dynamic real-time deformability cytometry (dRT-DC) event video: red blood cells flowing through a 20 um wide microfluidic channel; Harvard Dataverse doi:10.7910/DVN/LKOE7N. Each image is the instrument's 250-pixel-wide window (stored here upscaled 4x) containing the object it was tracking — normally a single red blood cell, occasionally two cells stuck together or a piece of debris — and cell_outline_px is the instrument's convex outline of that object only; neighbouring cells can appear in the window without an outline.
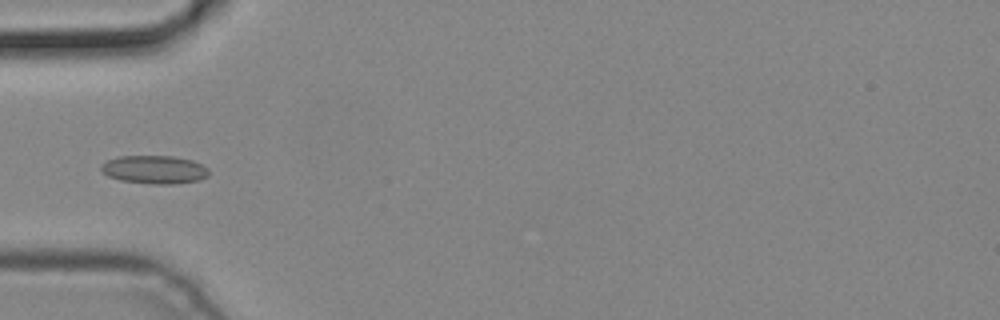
{"species": "common noctule bat (a hibernating species)", "species_latin": "Nyctalus noctula", "temperature_condition": "cold", "stored_images_in_passage": 6, "camera_frame_rate_fps": 3000, "um_per_image_px": 0.085, "animal": {"sex": "male", "body_mass_g": 19.2, "forearm_length_mm": 51.8}, "frame": {"image": 1, "passage_image": 5, "time_ms": 1.333, "image_size_px": [1000, 320], "cell_outline_px": [[208, 176], [200, 180], [172, 184], [152, 184], [120, 180], [108, 176], [100, 172], [100, 164], [108, 160], [120, 156], [172, 156], [192, 160], [208, 168]], "centroid_in_image_um": [13.09, 14.42], "position_along_channel_um": 71.9, "area_um2": 17.8}}
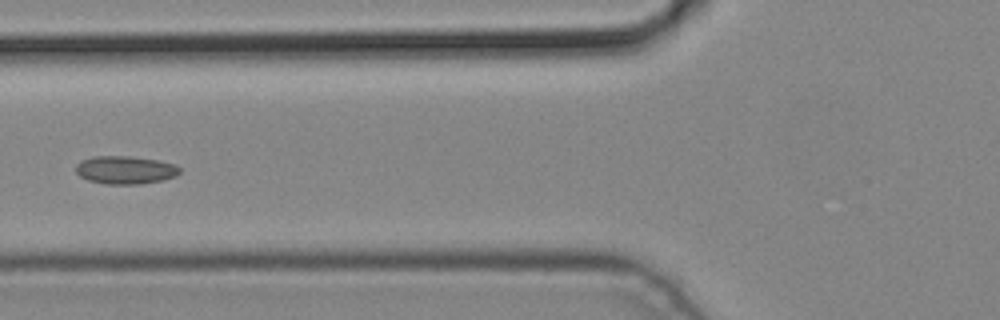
{"frame": {"image": 2, "passage_image": 6, "time_ms": 1.667, "image_size_px": [1000, 320], "cell_outline_px": [[180, 172], [176, 176], [164, 180], [140, 184], [104, 184], [88, 180], [80, 176], [76, 172], [76, 164], [80, 160], [92, 156], [128, 156], [160, 160], [176, 164], [180, 168]], "centroid_in_image_um": [10.66, 14.44], "position_along_channel_um": 115.1, "area_um2": 17.22}}